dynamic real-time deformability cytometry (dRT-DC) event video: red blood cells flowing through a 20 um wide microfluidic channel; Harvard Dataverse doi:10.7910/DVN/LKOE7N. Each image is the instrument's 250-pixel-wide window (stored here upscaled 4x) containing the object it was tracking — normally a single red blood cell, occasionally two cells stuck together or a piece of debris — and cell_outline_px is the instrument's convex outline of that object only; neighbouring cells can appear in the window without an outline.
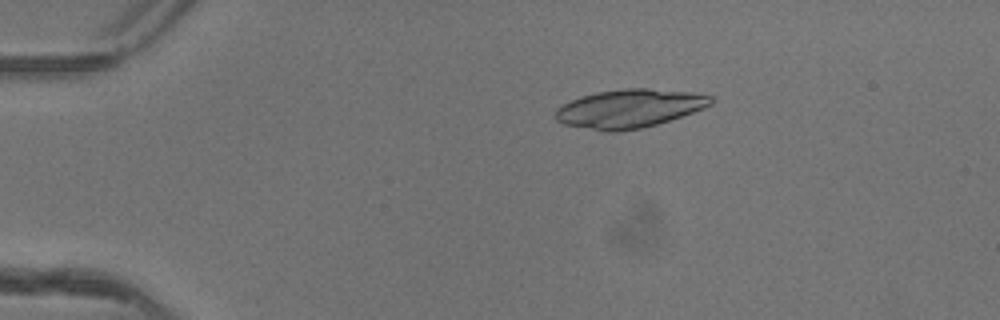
{"species": "common noctule bat (a hibernating species)", "species_latin": "Nyctalus noctula", "temperature_condition": "warm", "stored_images_in_passage": 42, "camera_frame_rate_fps": 3000, "um_per_image_px": 0.085, "animal": {"sex": "female"}, "frame": {"image": 1, "passage_image": 2, "time_ms": 0.333, "image_size_px": [1000, 320], "cell_outline_px": [[716, 100], [712, 104], [704, 108], [656, 124], [640, 128], [616, 132], [604, 132], [564, 124], [556, 120], [556, 108], [580, 96], [596, 92], [624, 88], [648, 88], [696, 92], [712, 96]], "centroid_in_image_um": [53.52, 9.21], "position_along_channel_um": 31.5, "area_um2": 34.97}}